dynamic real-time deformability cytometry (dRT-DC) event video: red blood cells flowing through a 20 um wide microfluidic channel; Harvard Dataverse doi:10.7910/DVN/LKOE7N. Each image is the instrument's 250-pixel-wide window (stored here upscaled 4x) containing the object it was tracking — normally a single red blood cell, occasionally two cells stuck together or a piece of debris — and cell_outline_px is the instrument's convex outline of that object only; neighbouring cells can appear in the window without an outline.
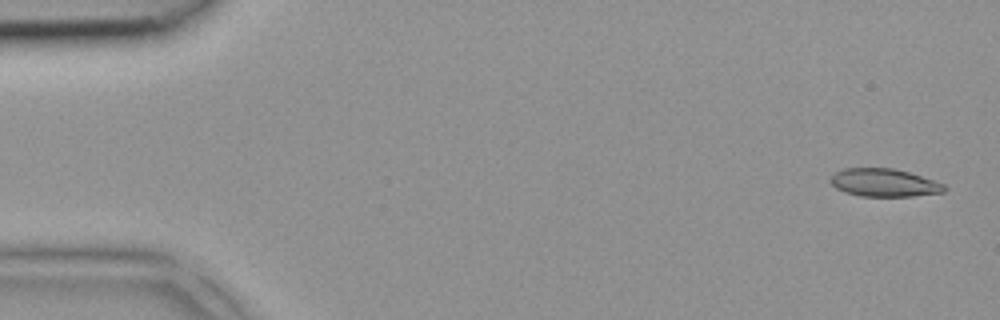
{"species": "common noctule bat (a hibernating species)", "species_latin": "Nyctalus noctula", "temperature_condition": "room temperature", "stored_images_in_passage": 43, "camera_frame_rate_fps": 3000, "um_per_image_px": 0.085, "animal": {"sex": "female", "body_mass_g": 18.4}, "frame": {"image": 1, "passage_image": 2, "time_ms": 0.333, "image_size_px": [1000, 320], "cell_outline_px": [[948, 188], [944, 192], [912, 196], [860, 196], [844, 192], [836, 188], [828, 180], [836, 172], [844, 168], [892, 168], [908, 172], [944, 184]], "centroid_in_image_um": [75.13, 15.53], "position_along_channel_um": 9.9, "area_um2": 18.44}}
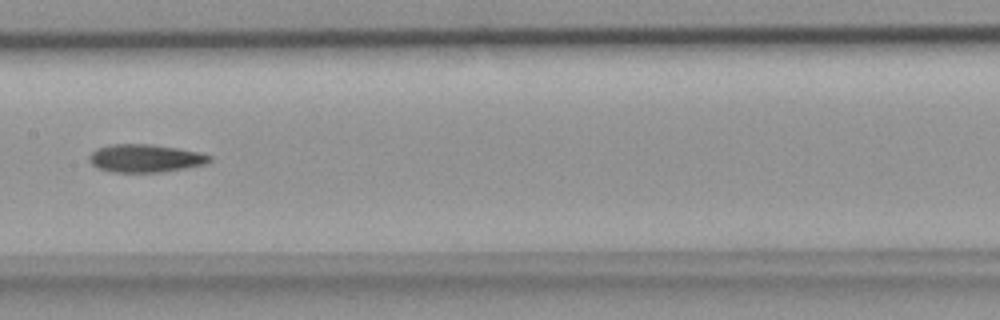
{"frame": {"image": 2, "passage_image": 22, "time_ms": 7.0, "image_size_px": [1000, 320], "cell_outline_px": [[212, 160], [204, 164], [184, 168], [160, 172], [112, 172], [100, 168], [92, 164], [88, 160], [88, 156], [96, 148], [112, 144], [148, 144], [176, 148], [200, 152], [212, 156]], "centroid_in_image_um": [12.33, 13.45], "position_along_channel_um": 195.1, "area_um2": 19.48}}
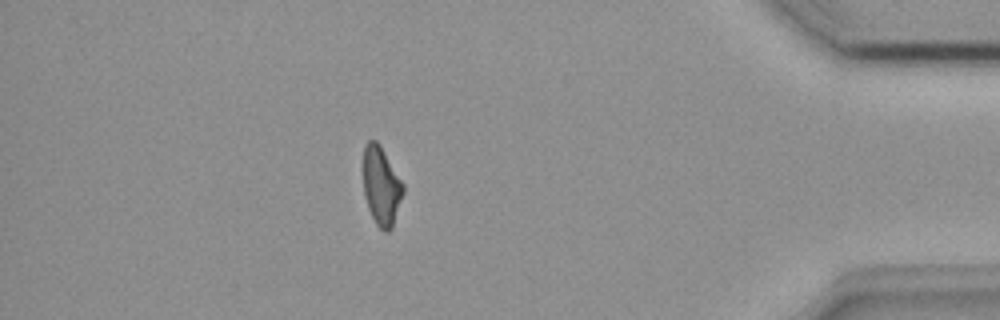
{"frame": {"image": 3, "passage_image": 38, "time_ms": 12.333, "image_size_px": [1000, 320], "cell_outline_px": [[404, 192], [392, 228], [388, 232], [384, 232], [376, 224], [368, 208], [364, 196], [364, 144], [368, 140], [376, 140], [380, 144], [404, 184]], "centroid_in_image_um": [32.42, 15.81], "position_along_channel_um": 402.8, "area_um2": 18.32}}